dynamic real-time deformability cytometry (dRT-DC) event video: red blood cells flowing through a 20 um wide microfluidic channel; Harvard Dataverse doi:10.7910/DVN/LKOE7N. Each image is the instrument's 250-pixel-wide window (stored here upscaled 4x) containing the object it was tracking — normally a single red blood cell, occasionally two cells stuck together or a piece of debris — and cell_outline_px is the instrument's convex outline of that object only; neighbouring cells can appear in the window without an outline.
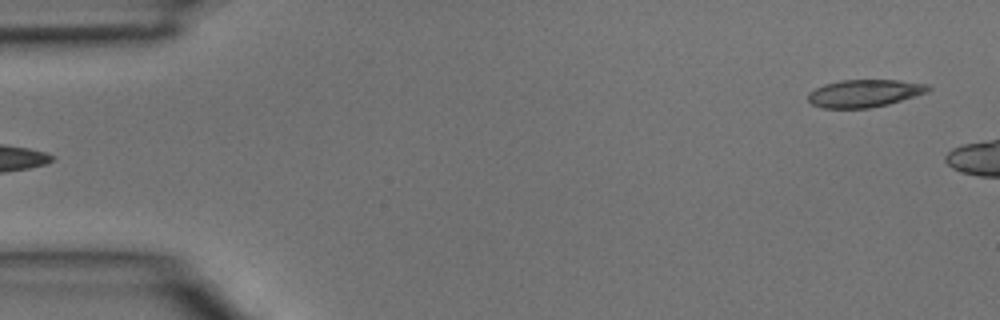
{"species": "common noctule bat (a hibernating species)", "species_latin": "Nyctalus noctula", "temperature_condition": "room temperature", "stored_images_in_passage": 3, "segment_of_instrument_passage": [2, 2], "camera_frame_rate_fps": 3000, "um_per_image_px": 0.085, "animal": {"sex": "male", "body_mass_g": 15.6}, "frame": {"image": 1, "passage_image": 3, "time_ms": 0.667, "image_size_px": [1000, 320], "cell_outline_px": [[932, 88], [928, 92], [916, 96], [888, 104], [868, 108], [824, 108], [812, 104], [808, 100], [808, 92], [824, 84], [840, 80], [896, 80], [928, 84]], "centroid_in_image_um": [73.49, 7.92], "position_along_channel_um": 11.5, "area_um2": 19.31}}